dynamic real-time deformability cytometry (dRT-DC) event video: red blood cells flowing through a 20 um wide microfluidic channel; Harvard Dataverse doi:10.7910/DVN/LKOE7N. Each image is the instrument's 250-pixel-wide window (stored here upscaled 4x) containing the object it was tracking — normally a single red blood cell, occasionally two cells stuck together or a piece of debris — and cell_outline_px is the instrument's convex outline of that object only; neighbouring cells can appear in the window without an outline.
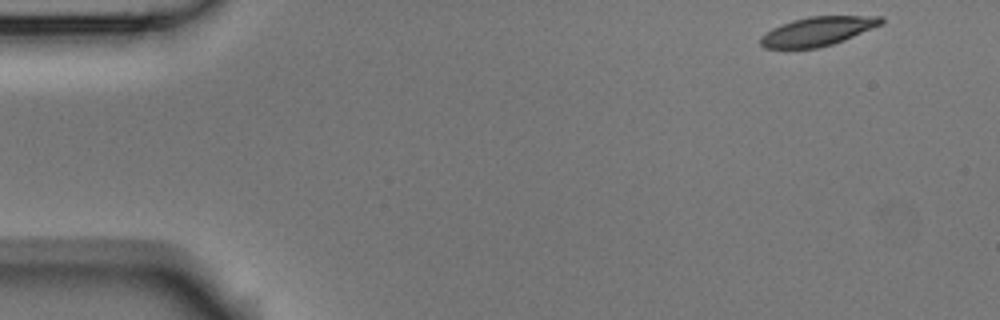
{"species": "Egyptian fruit bat (a non-hibernating species)", "species_latin": "Rousettus aegyptiacus", "temperature_condition": "room temperature", "stored_images_in_passage": 5, "segment_of_instrument_passage": [1, 2], "camera_frame_rate_fps": 3000, "um_per_image_px": 0.085, "animal": {"sex": "male"}, "frame": {"image": 1, "passage_image": 1, "time_ms": 0.0, "image_size_px": [1000, 320], "cell_outline_px": [[884, 24], [844, 40], [832, 44], [816, 48], [764, 48], [760, 44], [760, 36], [772, 28], [792, 20], [808, 16], [884, 16]], "centroid_in_image_um": [69.52, 2.65], "position_along_channel_um": 15.5, "area_um2": 20.46}}